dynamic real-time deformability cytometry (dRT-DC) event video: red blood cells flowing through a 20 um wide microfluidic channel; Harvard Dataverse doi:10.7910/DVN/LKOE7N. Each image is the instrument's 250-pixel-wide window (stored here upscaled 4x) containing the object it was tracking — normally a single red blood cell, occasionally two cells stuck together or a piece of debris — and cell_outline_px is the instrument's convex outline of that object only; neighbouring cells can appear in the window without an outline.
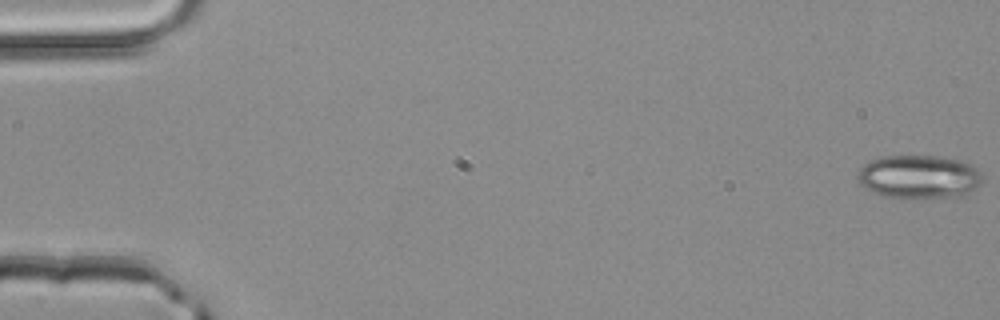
{"species": "common noctule bat (a hibernating species)", "species_latin": "Nyctalus noctula", "temperature_condition": "room temperature", "stored_images_in_passage": 4, "camera_frame_rate_fps": 3000, "um_per_image_px": 0.085, "animal": {"sex": "male", "body_mass_g": 20.4}, "frame": {"image": 1, "passage_image": 1, "time_ms": 0.0, "image_size_px": [1000, 320], "cell_outline_px": [[980, 184], [964, 196], [880, 196], [872, 192], [860, 184], [856, 180], [856, 172], [868, 160], [880, 156], [936, 156], [964, 160], [972, 164], [980, 172]], "centroid_in_image_um": [78.06, 14.99], "position_along_channel_um": 6.9, "area_um2": 31.44}}